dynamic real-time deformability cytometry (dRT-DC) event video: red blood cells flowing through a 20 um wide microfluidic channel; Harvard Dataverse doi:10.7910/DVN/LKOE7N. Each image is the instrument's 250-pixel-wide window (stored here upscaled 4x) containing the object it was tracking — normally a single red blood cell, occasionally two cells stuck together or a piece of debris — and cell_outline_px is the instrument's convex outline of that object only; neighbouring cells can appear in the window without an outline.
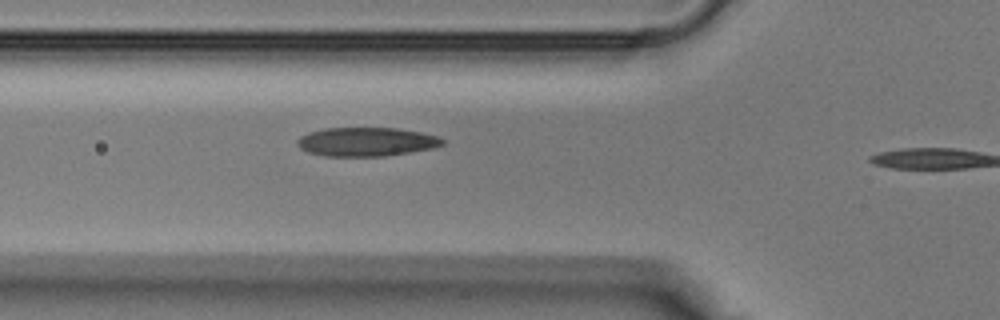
{"species": "Egyptian fruit bat (a non-hibernating species)", "species_latin": "Rousettus aegyptiacus", "temperature_condition": "warm", "stored_images_in_passage": 8, "camera_frame_rate_fps": 3000, "um_per_image_px": 0.085, "animal": {"sex": "male"}, "frame": {"image": 1, "passage_image": 7, "time_ms": 2.0, "image_size_px": [1000, 320], "cell_outline_px": [[444, 144], [432, 148], [412, 152], [384, 156], [324, 156], [308, 152], [300, 148], [296, 144], [296, 140], [300, 136], [308, 132], [324, 128], [396, 128], [420, 132], [440, 136], [444, 140]], "centroid_in_image_um": [31.13, 12.05], "position_along_channel_um": 94.7, "area_um2": 24.57}}